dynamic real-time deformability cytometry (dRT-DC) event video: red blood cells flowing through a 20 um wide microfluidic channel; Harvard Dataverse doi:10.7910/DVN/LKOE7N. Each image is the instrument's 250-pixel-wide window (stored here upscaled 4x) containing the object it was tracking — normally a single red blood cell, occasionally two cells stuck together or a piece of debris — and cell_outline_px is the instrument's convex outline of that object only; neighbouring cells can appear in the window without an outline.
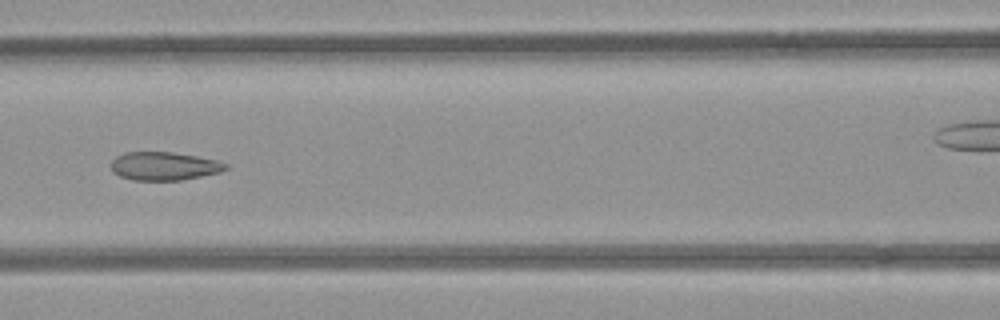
{"species": "common noctule bat (a hibernating species)", "species_latin": "Nyctalus noctula", "temperature_condition": "room temperature", "stored_images_in_passage": 7, "segment_of_instrument_passage": [1, 2], "camera_frame_rate_fps": 3000, "um_per_image_px": 0.085, "animal": {"sex": "female", "body_mass_g": 21.9}, "frame": {"image": 1, "passage_image": 6, "time_ms": 6.667, "image_size_px": [1000, 320], "cell_outline_px": [[228, 168], [220, 172], [180, 180], [132, 180], [120, 176], [112, 172], [112, 160], [116, 156], [124, 152], [172, 152], [196, 156], [216, 160], [228, 164]], "centroid_in_image_um": [13.93, 14.11], "position_along_channel_um": 152.7, "area_um2": 18.84}}